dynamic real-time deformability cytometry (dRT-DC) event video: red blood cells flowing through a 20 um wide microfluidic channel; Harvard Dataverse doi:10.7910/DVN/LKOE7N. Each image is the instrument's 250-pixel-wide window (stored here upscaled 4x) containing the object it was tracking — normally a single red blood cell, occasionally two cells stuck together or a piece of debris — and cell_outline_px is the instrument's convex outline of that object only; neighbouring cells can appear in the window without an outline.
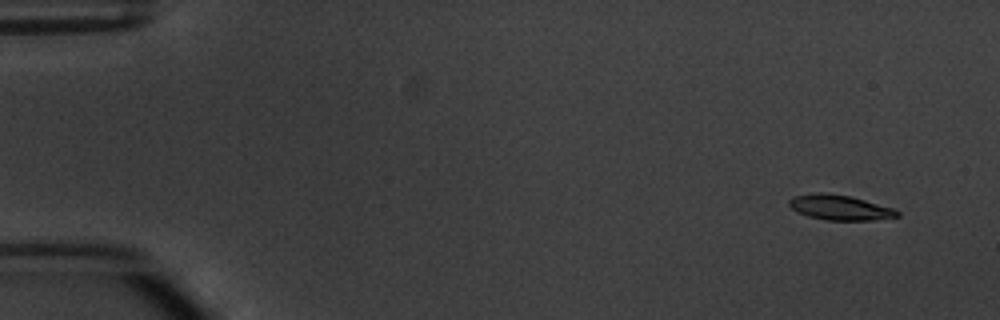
{"species": "common noctule bat (a hibernating species)", "species_latin": "Nyctalus noctula", "temperature_condition": "warm", "stored_images_in_passage": 6, "camera_frame_rate_fps": 3000, "um_per_image_px": 0.085, "animal": {"sex": "male", "body_mass_g": 20.1, "forearm_length_mm": 53.5}, "frame": {"image": 1, "passage_image": 1, "time_ms": 0.0, "image_size_px": [1000, 320], "cell_outline_px": [[900, 216], [872, 220], [824, 220], [808, 216], [796, 212], [788, 204], [788, 200], [792, 196], [812, 192], [824, 192], [852, 196], [896, 208], [900, 212]], "centroid_in_image_um": [71.39, 17.62], "position_along_channel_um": 13.6, "area_um2": 16.24}}
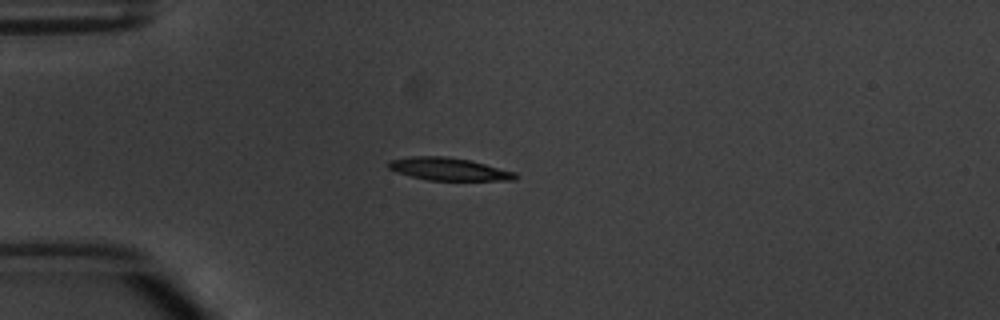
{"frame": {"image": 2, "passage_image": 4, "time_ms": 3.667, "image_size_px": [1000, 320], "cell_outline_px": [[516, 180], [428, 180], [396, 172], [388, 168], [388, 160], [412, 156], [444, 156], [468, 160], [516, 172]], "centroid_in_image_um": [38.1, 14.37], "position_along_channel_um": 46.9, "area_um2": 16.53}}